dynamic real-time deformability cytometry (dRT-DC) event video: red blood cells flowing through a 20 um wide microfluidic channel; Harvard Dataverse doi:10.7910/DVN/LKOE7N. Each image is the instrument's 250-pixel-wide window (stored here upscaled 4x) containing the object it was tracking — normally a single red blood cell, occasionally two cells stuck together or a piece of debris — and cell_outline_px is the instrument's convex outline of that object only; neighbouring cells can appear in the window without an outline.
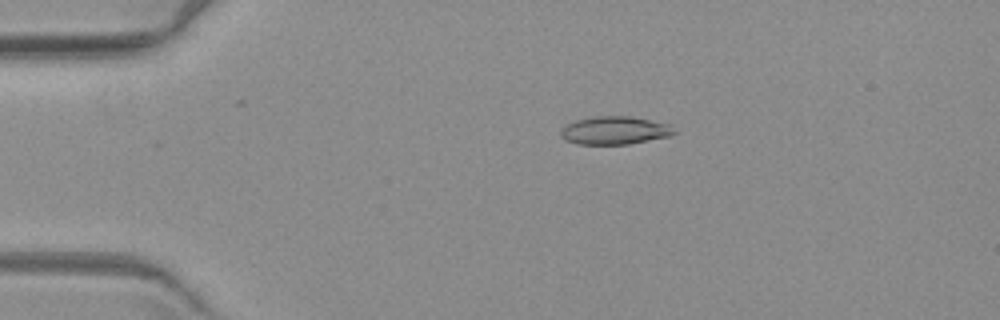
{"species": "common noctule bat (a hibernating species)", "species_latin": "Nyctalus noctula", "temperature_condition": "warm", "stored_images_in_passage": 8, "camera_frame_rate_fps": 3000, "um_per_image_px": 0.085, "animal": {"sex": "female", "body_mass_g": 19.3, "forearm_length_mm": 54.1}, "frame": {"image": 1, "passage_image": 2, "time_ms": 2.0, "image_size_px": [1000, 320], "cell_outline_px": [[676, 132], [668, 136], [628, 144], [576, 144], [564, 140], [560, 136], [560, 132], [568, 124], [576, 120], [592, 116], [632, 116], [668, 124]], "centroid_in_image_um": [52.2, 11.08], "position_along_channel_um": 32.8, "area_um2": 18.38}}
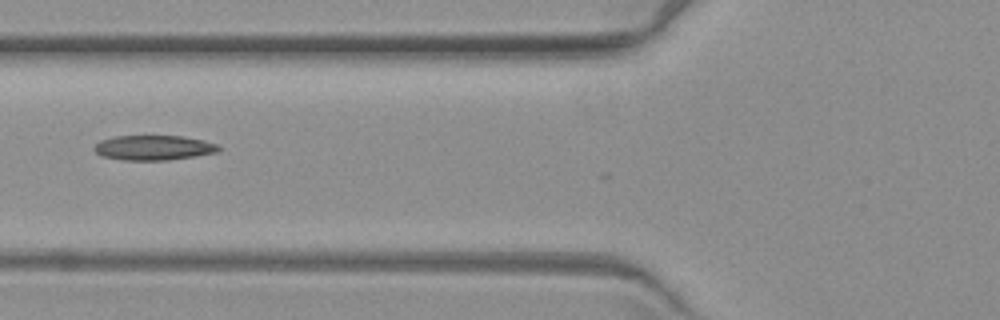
{"frame": {"image": 2, "passage_image": 5, "time_ms": 5.667, "image_size_px": [1000, 320], "cell_outline_px": [[220, 148], [216, 152], [196, 156], [168, 160], [124, 160], [104, 156], [96, 152], [92, 148], [100, 140], [112, 136], [184, 136], [204, 140], [216, 144]], "centroid_in_image_um": [13.05, 12.55], "position_along_channel_um": 112.8, "area_um2": 17.98}}
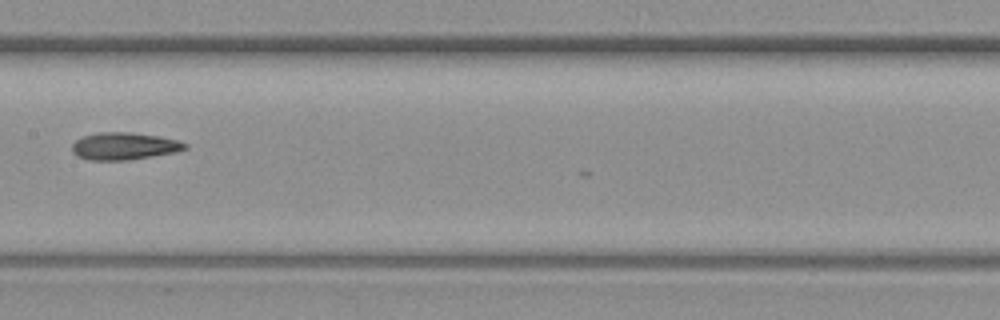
{"frame": {"image": 3, "passage_image": 7, "time_ms": 8.0, "image_size_px": [1000, 320], "cell_outline_px": [[188, 148], [176, 152], [128, 160], [88, 160], [76, 156], [72, 152], [72, 144], [76, 140], [84, 136], [96, 132], [132, 132], [160, 136], [176, 140], [188, 144]], "centroid_in_image_um": [10.54, 12.42], "position_along_channel_um": 196.9, "area_um2": 18.09}}